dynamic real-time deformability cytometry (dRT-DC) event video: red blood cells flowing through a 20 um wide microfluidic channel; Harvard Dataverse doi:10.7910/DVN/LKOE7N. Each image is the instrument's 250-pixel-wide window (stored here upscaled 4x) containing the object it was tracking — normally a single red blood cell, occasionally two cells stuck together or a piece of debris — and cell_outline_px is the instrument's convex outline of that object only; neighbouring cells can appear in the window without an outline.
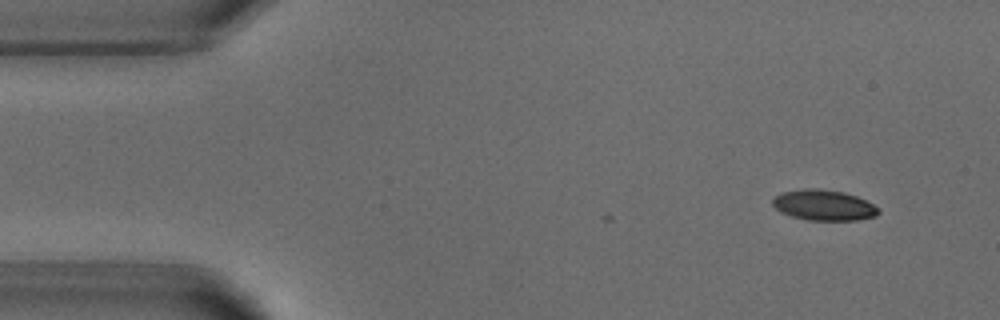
{"species": "common noctule bat (a hibernating species)", "species_latin": "Nyctalus noctula", "temperature_condition": "warm", "stored_images_in_passage": 2, "camera_frame_rate_fps": 3000, "um_per_image_px": 0.085, "animal": {"sex": "male", "body_mass_g": 18.8}, "frame": {"image": 1, "passage_image": 2, "time_ms": 1.333, "image_size_px": [1000, 320], "cell_outline_px": [[880, 212], [876, 216], [856, 220], [808, 220], [792, 216], [780, 212], [772, 204], [772, 200], [776, 196], [784, 192], [804, 188], [820, 188], [844, 192], [856, 196], [880, 208]], "centroid_in_image_um": [70.03, 17.44], "position_along_channel_um": 15.0, "area_um2": 18.84}}